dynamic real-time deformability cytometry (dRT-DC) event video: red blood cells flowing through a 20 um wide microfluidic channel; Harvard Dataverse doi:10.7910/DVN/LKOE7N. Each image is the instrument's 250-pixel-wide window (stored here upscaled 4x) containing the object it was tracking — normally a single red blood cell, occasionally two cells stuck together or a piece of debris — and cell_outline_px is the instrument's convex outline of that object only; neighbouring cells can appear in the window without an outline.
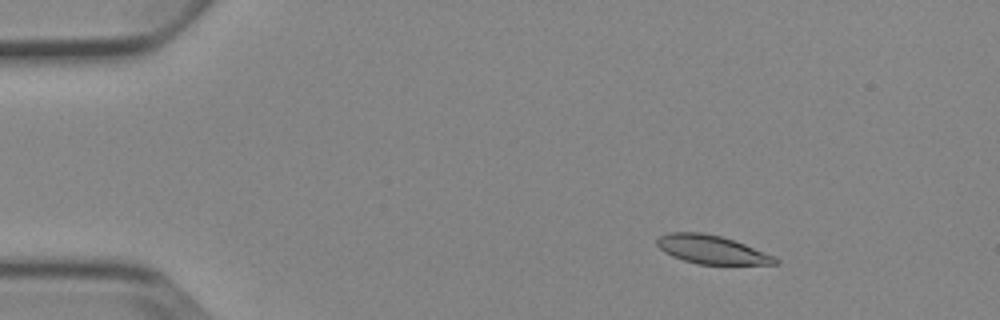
{"species": "Egyptian fruit bat (a non-hibernating species)", "species_latin": "Rousettus aegyptiacus", "temperature_condition": "cold", "stored_images_in_passage": 4, "camera_frame_rate_fps": 3000, "um_per_image_px": 0.085, "animal": {"sex": "female"}, "frame": {"image": 1, "passage_image": 2, "time_ms": 1.333, "image_size_px": [1000, 320], "cell_outline_px": [[780, 264], [700, 264], [684, 260], [672, 256], [664, 252], [656, 244], [656, 240], [660, 236], [668, 232], [704, 232], [720, 236], [744, 244], [776, 256], [780, 260]], "centroid_in_image_um": [60.5, 21.21], "position_along_channel_um": 24.5, "area_um2": 19.59}}